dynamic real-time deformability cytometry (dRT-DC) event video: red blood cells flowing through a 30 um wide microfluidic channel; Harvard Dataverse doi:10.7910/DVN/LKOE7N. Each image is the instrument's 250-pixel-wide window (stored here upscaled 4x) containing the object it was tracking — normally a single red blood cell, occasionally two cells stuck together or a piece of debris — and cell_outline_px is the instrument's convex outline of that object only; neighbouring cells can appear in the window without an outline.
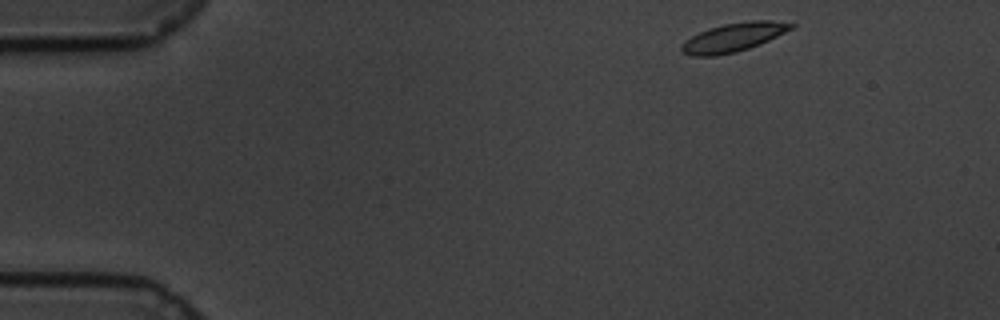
{"species": "common noctule bat (a hibernating species)", "species_latin": "Nyctalus noctula", "temperature_condition": "cold", "stored_images_in_passage": 53, "camera_frame_rate_fps": 3000, "um_per_image_px": 0.085, "animal": {"sex": "male", "body_mass_g": 19.5, "forearm_length_mm": 54.6}, "frame": {"image": 1, "passage_image": 1, "time_ms": 0.0, "image_size_px": [1000, 320], "cell_outline_px": [[796, 24], [792, 28], [760, 44], [736, 52], [716, 56], [692, 56], [680, 52], [680, 44], [684, 40], [708, 28], [724, 24], [752, 20], [772, 20]], "centroid_in_image_um": [62.28, 3.18], "position_along_channel_um": 22.7, "area_um2": 18.32}}
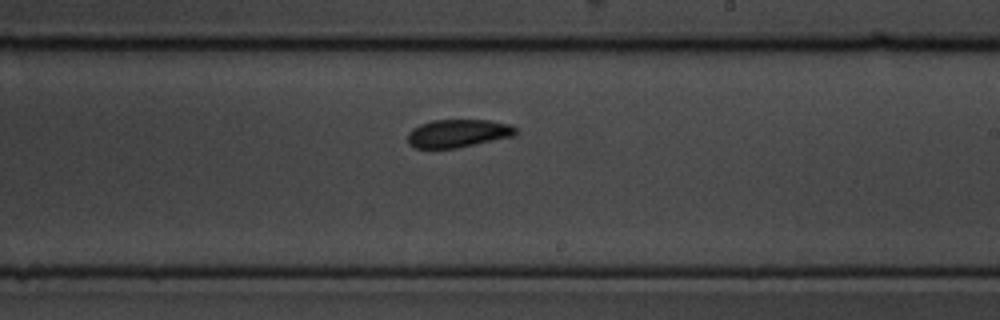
{"frame": {"image": 2, "passage_image": 29, "time_ms": 9.333, "image_size_px": [1000, 320], "cell_outline_px": [[516, 136], [456, 148], [416, 148], [408, 144], [408, 132], [412, 128], [420, 124], [432, 120], [488, 120], [512, 124], [516, 128]], "centroid_in_image_um": [38.94, 11.33], "position_along_channel_um": 250.1, "area_um2": 17.8}}
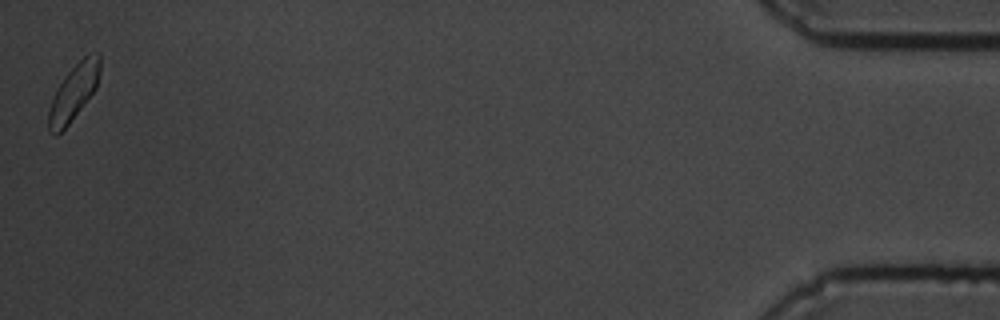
{"frame": {"image": 3, "passage_image": 53, "time_ms": 17.333, "image_size_px": [1000, 320], "cell_outline_px": [[100, 68], [96, 88], [68, 124], [56, 136], [48, 128], [48, 112], [56, 88], [64, 76], [88, 52], [100, 52]], "centroid_in_image_um": [6.27, 7.8], "position_along_channel_um": 428.9, "area_um2": 16.47}, "authors_computed_cell_mechanics": {"area_um2": 17.8024, "velocity_mm_per_s": 3.3412, "shape_relaxation_time_tau1_ms": 5.9729, "shape_relaxation_time_tau2_ms": null, "deformation_change_tau1": 0.1613, "deformation_change_tau2": null}}